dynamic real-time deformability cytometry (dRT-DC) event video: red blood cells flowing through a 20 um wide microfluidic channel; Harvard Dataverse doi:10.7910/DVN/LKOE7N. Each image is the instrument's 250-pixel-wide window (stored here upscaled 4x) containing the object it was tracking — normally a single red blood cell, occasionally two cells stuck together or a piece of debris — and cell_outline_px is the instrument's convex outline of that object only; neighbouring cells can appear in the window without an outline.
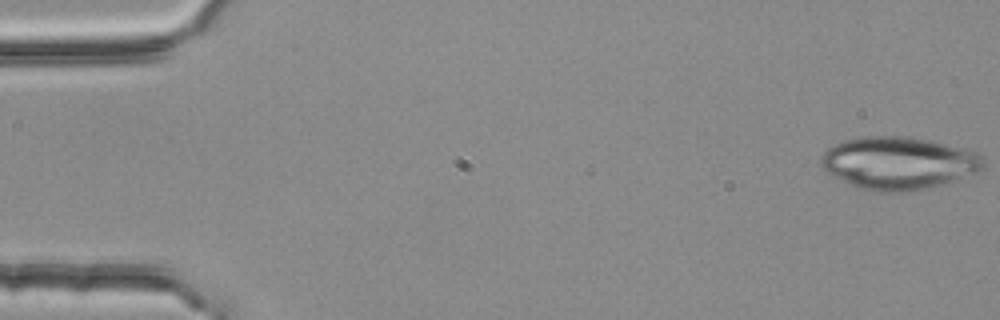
{"species": "common noctule bat (a hibernating species)", "species_latin": "Nyctalus noctula", "temperature_condition": "room temperature", "stored_images_in_passage": 4, "camera_frame_rate_fps": 3000, "um_per_image_px": 0.085, "animal": {"sex": "female", "body_mass_g": 25.1}, "frame": {"image": 1, "passage_image": 1, "time_ms": 0.0, "image_size_px": [1000, 320], "cell_outline_px": [[984, 168], [936, 184], [920, 188], [900, 192], [872, 192], [860, 188], [832, 176], [824, 172], [820, 164], [820, 160], [824, 152], [832, 144], [844, 140], [864, 136], [908, 136], [928, 140], [964, 148], [980, 152], [984, 160]], "centroid_in_image_um": [76.28, 13.83], "position_along_channel_um": 8.7, "area_um2": 49.25}}